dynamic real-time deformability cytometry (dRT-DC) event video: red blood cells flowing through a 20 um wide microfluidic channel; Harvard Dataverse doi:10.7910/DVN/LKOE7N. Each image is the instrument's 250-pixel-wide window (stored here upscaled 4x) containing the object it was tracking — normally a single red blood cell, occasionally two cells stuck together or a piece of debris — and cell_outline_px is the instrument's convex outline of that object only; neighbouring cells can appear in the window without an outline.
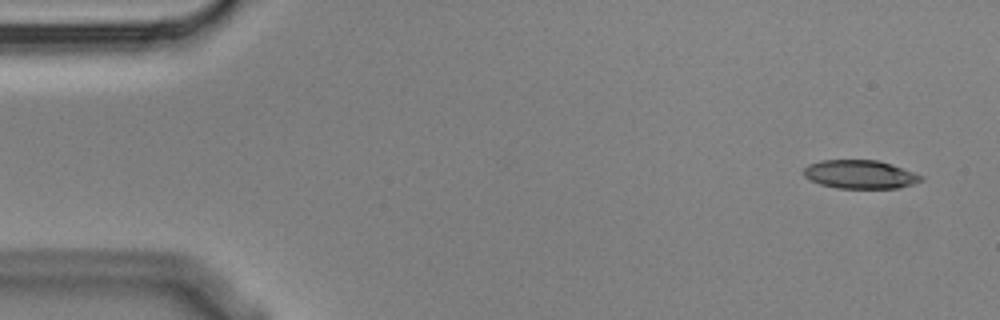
{"species": "Egyptian fruit bat (a non-hibernating species)", "species_latin": "Rousettus aegyptiacus", "temperature_condition": "cold", "stored_images_in_passage": 5, "camera_frame_rate_fps": 3000, "um_per_image_px": 0.085, "animal": {"sex": "male"}, "frame": {"image": 1, "passage_image": 1, "time_ms": 0.0, "image_size_px": [1000, 320], "cell_outline_px": [[924, 180], [900, 188], [840, 188], [820, 184], [804, 176], [804, 168], [808, 164], [820, 160], [876, 160], [924, 176]], "centroid_in_image_um": [73.09, 14.82], "position_along_channel_um": 11.9, "area_um2": 19.25}}